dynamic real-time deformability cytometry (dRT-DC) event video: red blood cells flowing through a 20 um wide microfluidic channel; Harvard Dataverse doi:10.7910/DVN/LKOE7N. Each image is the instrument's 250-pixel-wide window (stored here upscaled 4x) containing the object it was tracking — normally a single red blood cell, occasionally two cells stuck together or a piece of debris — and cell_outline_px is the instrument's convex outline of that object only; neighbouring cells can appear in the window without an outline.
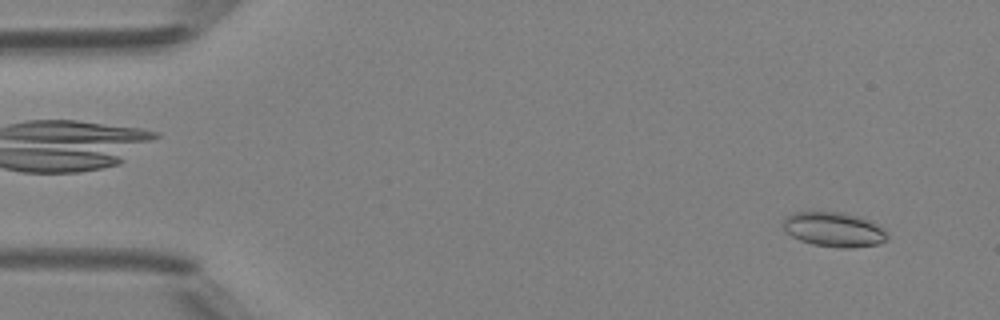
{"species": "Egyptian fruit bat (a non-hibernating species)", "species_latin": "Rousettus aegyptiacus", "temperature_condition": "room temperature", "stored_images_in_passage": 49, "camera_frame_rate_fps": 3000, "um_per_image_px": 0.085, "animal": {"sex": "female"}, "frame": {"image": 1, "passage_image": 3, "time_ms": 0.667, "image_size_px": [1000, 320], "cell_outline_px": [[888, 240], [880, 244], [852, 248], [840, 248], [812, 244], [800, 240], [784, 232], [784, 220], [792, 212], [844, 212], [860, 216], [872, 220], [884, 228], [888, 236]], "centroid_in_image_um": [70.95, 19.51], "position_along_channel_um": 14.1, "area_um2": 21.39}}
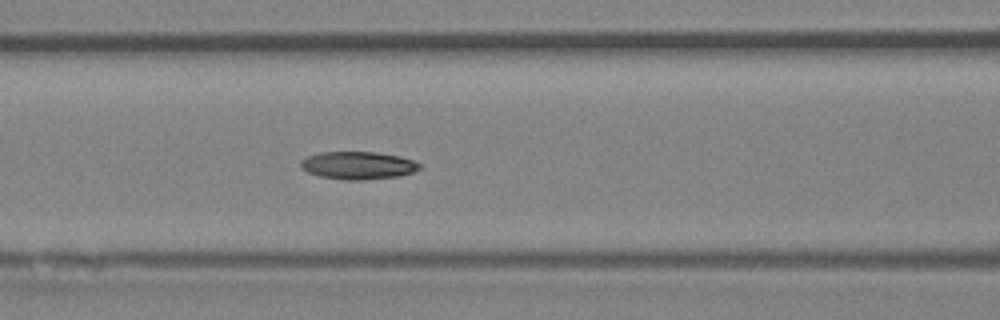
{"frame": {"image": 2, "passage_image": 20, "time_ms": 6.333, "image_size_px": [1000, 320], "cell_outline_px": [[424, 164], [420, 168], [412, 172], [400, 176], [364, 180], [344, 180], [320, 176], [308, 172], [300, 164], [300, 160], [308, 156], [320, 152], [376, 152], [400, 156]], "centroid_in_image_um": [30.47, 14.06], "position_along_channel_um": 136.1, "area_um2": 19.25}}
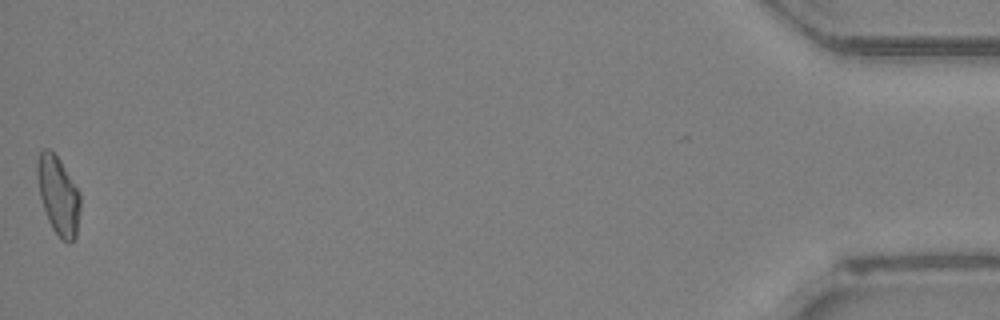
{"frame": {"image": 3, "passage_image": 48, "time_ms": 15.667, "image_size_px": [1000, 320], "cell_outline_px": [[80, 208], [76, 236], [68, 244], [60, 240], [52, 228], [48, 220], [40, 196], [36, 176], [36, 160], [40, 152], [44, 148], [48, 148], [60, 160], [80, 192]], "centroid_in_image_um": [4.94, 16.62], "position_along_channel_um": 430.3, "area_um2": 19.77}, "authors_computed_cell_mechanics": {"area_um2": 19.1896, "velocity_mm_per_s": 4.2118, "shape_relaxation_time_tau1_ms": 4.7017, "shape_relaxation_time_tau2_ms": 7.5891, "deformation_change_tau1": 0.1723, "deformation_change_tau2": 0.1331}}